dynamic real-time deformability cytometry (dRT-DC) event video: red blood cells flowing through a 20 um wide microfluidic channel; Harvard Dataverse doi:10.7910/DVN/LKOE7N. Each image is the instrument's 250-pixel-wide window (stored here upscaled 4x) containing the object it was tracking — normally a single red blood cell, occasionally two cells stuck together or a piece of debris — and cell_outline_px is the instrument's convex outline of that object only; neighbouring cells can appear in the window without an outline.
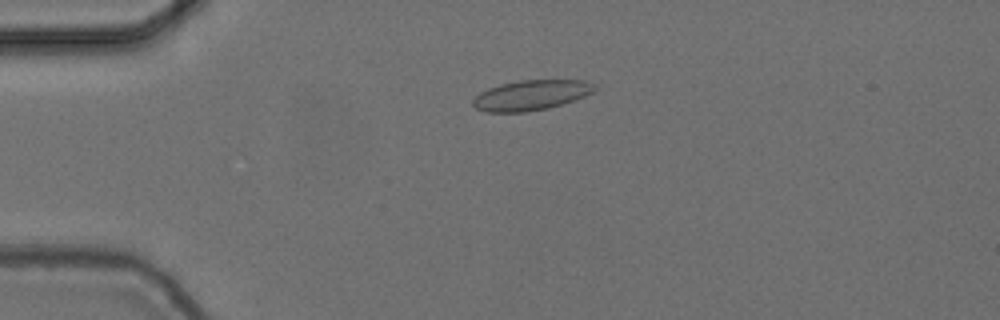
{"species": "common noctule bat (a hibernating species)", "species_latin": "Nyctalus noctula", "temperature_condition": "cold", "stored_images_in_passage": 46, "camera_frame_rate_fps": 3000, "um_per_image_px": 0.085, "animal": {"sex": "female", "body_mass_g": 24.6, "forearm_length_mm": 56.2}, "frame": {"image": 1, "passage_image": 4, "time_ms": 1.0, "image_size_px": [1000, 320], "cell_outline_px": [[600, 88], [584, 96], [548, 108], [524, 112], [484, 112], [476, 108], [472, 104], [472, 100], [480, 92], [488, 88], [500, 84], [520, 80], [588, 80], [596, 84]], "centroid_in_image_um": [45.15, 8.08], "position_along_channel_um": 39.8, "area_um2": 21.44}}
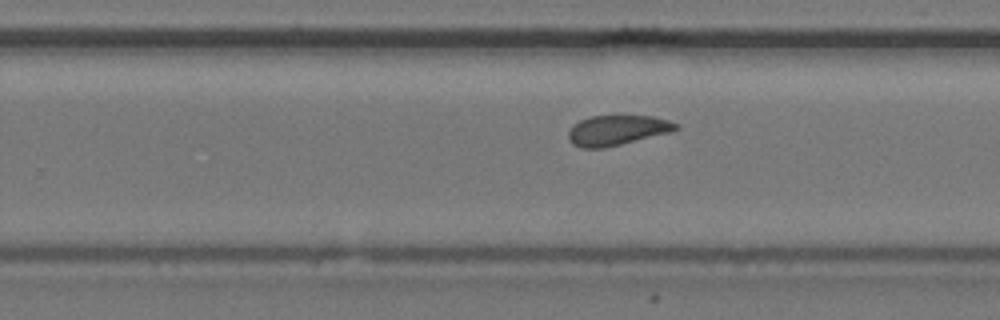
{"frame": {"image": 2, "passage_image": 26, "time_ms": 8.333, "image_size_px": [1000, 320], "cell_outline_px": [[680, 128], [668, 132], [604, 148], [580, 148], [572, 144], [568, 140], [568, 132], [572, 124], [588, 116], [616, 112], [652, 116], [668, 120], [680, 124]], "centroid_in_image_um": [52.41, 11.0], "position_along_channel_um": 277.4, "area_um2": 19.71}}
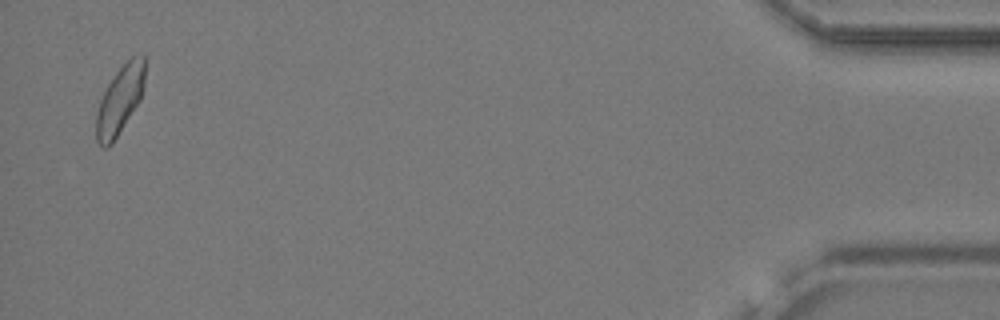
{"frame": {"image": 3, "passage_image": 45, "time_ms": 14.667, "image_size_px": [1000, 320], "cell_outline_px": [[144, 88], [140, 100], [112, 144], [108, 148], [104, 148], [96, 140], [96, 112], [100, 100], [108, 84], [116, 72], [132, 56], [144, 56]], "centroid_in_image_um": [10.17, 8.54], "position_along_channel_um": 425.0, "area_um2": 19.07}, "authors_computed_cell_mechanics": {"area_um2": 19.4208, "velocity_mm_per_s": 3.6875, "shape_relaxation_time_tau1_ms": 3.7189, "shape_relaxation_time_tau2_ms": 7.0592, "deformation_change_tau1": 0.0676, "deformation_change_tau2": 0.1105}}